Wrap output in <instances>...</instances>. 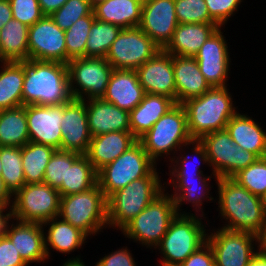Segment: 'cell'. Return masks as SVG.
<instances>
[{
    "mask_svg": "<svg viewBox=\"0 0 266 266\" xmlns=\"http://www.w3.org/2000/svg\"><path fill=\"white\" fill-rule=\"evenodd\" d=\"M178 24L174 0H143L139 28L160 49L171 41Z\"/></svg>",
    "mask_w": 266,
    "mask_h": 266,
    "instance_id": "e0dca14e",
    "label": "cell"
},
{
    "mask_svg": "<svg viewBox=\"0 0 266 266\" xmlns=\"http://www.w3.org/2000/svg\"><path fill=\"white\" fill-rule=\"evenodd\" d=\"M137 141L138 139L130 131H114L93 136L89 150L85 155L98 172L104 166L116 160Z\"/></svg>",
    "mask_w": 266,
    "mask_h": 266,
    "instance_id": "cb8c5ba5",
    "label": "cell"
},
{
    "mask_svg": "<svg viewBox=\"0 0 266 266\" xmlns=\"http://www.w3.org/2000/svg\"><path fill=\"white\" fill-rule=\"evenodd\" d=\"M145 91L135 70L114 69L102 97L122 110L131 112L143 100Z\"/></svg>",
    "mask_w": 266,
    "mask_h": 266,
    "instance_id": "7402d4cb",
    "label": "cell"
},
{
    "mask_svg": "<svg viewBox=\"0 0 266 266\" xmlns=\"http://www.w3.org/2000/svg\"><path fill=\"white\" fill-rule=\"evenodd\" d=\"M86 101L88 126L92 137L114 131H130L128 111L103 98Z\"/></svg>",
    "mask_w": 266,
    "mask_h": 266,
    "instance_id": "603a6c76",
    "label": "cell"
},
{
    "mask_svg": "<svg viewBox=\"0 0 266 266\" xmlns=\"http://www.w3.org/2000/svg\"><path fill=\"white\" fill-rule=\"evenodd\" d=\"M135 71L145 93L164 95L176 102L173 55L160 49Z\"/></svg>",
    "mask_w": 266,
    "mask_h": 266,
    "instance_id": "d6986e66",
    "label": "cell"
},
{
    "mask_svg": "<svg viewBox=\"0 0 266 266\" xmlns=\"http://www.w3.org/2000/svg\"><path fill=\"white\" fill-rule=\"evenodd\" d=\"M29 27L11 19L0 30V62L28 60Z\"/></svg>",
    "mask_w": 266,
    "mask_h": 266,
    "instance_id": "d6a6232c",
    "label": "cell"
},
{
    "mask_svg": "<svg viewBox=\"0 0 266 266\" xmlns=\"http://www.w3.org/2000/svg\"><path fill=\"white\" fill-rule=\"evenodd\" d=\"M157 166L146 176L132 181L107 198L108 227L122 230L167 187ZM166 186H165V185Z\"/></svg>",
    "mask_w": 266,
    "mask_h": 266,
    "instance_id": "277c9868",
    "label": "cell"
},
{
    "mask_svg": "<svg viewBox=\"0 0 266 266\" xmlns=\"http://www.w3.org/2000/svg\"><path fill=\"white\" fill-rule=\"evenodd\" d=\"M28 59L67 64L65 31L50 16L29 27Z\"/></svg>",
    "mask_w": 266,
    "mask_h": 266,
    "instance_id": "9a60e30c",
    "label": "cell"
},
{
    "mask_svg": "<svg viewBox=\"0 0 266 266\" xmlns=\"http://www.w3.org/2000/svg\"><path fill=\"white\" fill-rule=\"evenodd\" d=\"M61 134L60 150L87 153L92 135L88 126L86 101L72 98L64 103Z\"/></svg>",
    "mask_w": 266,
    "mask_h": 266,
    "instance_id": "ffe728a7",
    "label": "cell"
},
{
    "mask_svg": "<svg viewBox=\"0 0 266 266\" xmlns=\"http://www.w3.org/2000/svg\"><path fill=\"white\" fill-rule=\"evenodd\" d=\"M233 142L241 149L254 153L262 158L265 152L266 131L247 114L239 111L226 125Z\"/></svg>",
    "mask_w": 266,
    "mask_h": 266,
    "instance_id": "4dcf8cb0",
    "label": "cell"
},
{
    "mask_svg": "<svg viewBox=\"0 0 266 266\" xmlns=\"http://www.w3.org/2000/svg\"><path fill=\"white\" fill-rule=\"evenodd\" d=\"M231 178L253 195L262 197L266 191V161L258 158L253 164L239 170Z\"/></svg>",
    "mask_w": 266,
    "mask_h": 266,
    "instance_id": "b9f144b4",
    "label": "cell"
},
{
    "mask_svg": "<svg viewBox=\"0 0 266 266\" xmlns=\"http://www.w3.org/2000/svg\"><path fill=\"white\" fill-rule=\"evenodd\" d=\"M156 166L142 144L137 141L116 160L97 172L98 185L108 198L132 181L146 177Z\"/></svg>",
    "mask_w": 266,
    "mask_h": 266,
    "instance_id": "9c48e42d",
    "label": "cell"
},
{
    "mask_svg": "<svg viewBox=\"0 0 266 266\" xmlns=\"http://www.w3.org/2000/svg\"><path fill=\"white\" fill-rule=\"evenodd\" d=\"M82 154L74 151L56 149L46 166L43 182L59 189L67 185L68 164H73Z\"/></svg>",
    "mask_w": 266,
    "mask_h": 266,
    "instance_id": "ab89813d",
    "label": "cell"
},
{
    "mask_svg": "<svg viewBox=\"0 0 266 266\" xmlns=\"http://www.w3.org/2000/svg\"><path fill=\"white\" fill-rule=\"evenodd\" d=\"M67 66L73 99L86 101L104 96L114 70L105 58H76L70 60Z\"/></svg>",
    "mask_w": 266,
    "mask_h": 266,
    "instance_id": "8fae6325",
    "label": "cell"
},
{
    "mask_svg": "<svg viewBox=\"0 0 266 266\" xmlns=\"http://www.w3.org/2000/svg\"><path fill=\"white\" fill-rule=\"evenodd\" d=\"M63 114L64 103L50 106L26 105L30 141L60 149Z\"/></svg>",
    "mask_w": 266,
    "mask_h": 266,
    "instance_id": "ac0fdd59",
    "label": "cell"
},
{
    "mask_svg": "<svg viewBox=\"0 0 266 266\" xmlns=\"http://www.w3.org/2000/svg\"><path fill=\"white\" fill-rule=\"evenodd\" d=\"M159 50L139 27L125 28L111 44L105 59L113 69L136 70Z\"/></svg>",
    "mask_w": 266,
    "mask_h": 266,
    "instance_id": "5bb4252c",
    "label": "cell"
},
{
    "mask_svg": "<svg viewBox=\"0 0 266 266\" xmlns=\"http://www.w3.org/2000/svg\"><path fill=\"white\" fill-rule=\"evenodd\" d=\"M222 27H219L194 56L199 70L211 87L227 86L230 73V53ZM229 71V72H228ZM227 80V81H226Z\"/></svg>",
    "mask_w": 266,
    "mask_h": 266,
    "instance_id": "2e32d148",
    "label": "cell"
},
{
    "mask_svg": "<svg viewBox=\"0 0 266 266\" xmlns=\"http://www.w3.org/2000/svg\"><path fill=\"white\" fill-rule=\"evenodd\" d=\"M261 201H262V203H263L264 211H265V214H266V191H265V193L262 195V197H261Z\"/></svg>",
    "mask_w": 266,
    "mask_h": 266,
    "instance_id": "6f0895ef",
    "label": "cell"
},
{
    "mask_svg": "<svg viewBox=\"0 0 266 266\" xmlns=\"http://www.w3.org/2000/svg\"><path fill=\"white\" fill-rule=\"evenodd\" d=\"M48 225V230H45V252L47 258L50 259V250H56L65 254H70L77 249H81L83 244L87 242L88 236L79 228L72 226L69 222L64 221L59 216L47 220L42 226Z\"/></svg>",
    "mask_w": 266,
    "mask_h": 266,
    "instance_id": "f546056e",
    "label": "cell"
},
{
    "mask_svg": "<svg viewBox=\"0 0 266 266\" xmlns=\"http://www.w3.org/2000/svg\"><path fill=\"white\" fill-rule=\"evenodd\" d=\"M55 148L29 141L21 147L22 167L26 184L43 183L46 166Z\"/></svg>",
    "mask_w": 266,
    "mask_h": 266,
    "instance_id": "e575fe53",
    "label": "cell"
},
{
    "mask_svg": "<svg viewBox=\"0 0 266 266\" xmlns=\"http://www.w3.org/2000/svg\"><path fill=\"white\" fill-rule=\"evenodd\" d=\"M143 0H99L93 4L95 18L122 29L139 27Z\"/></svg>",
    "mask_w": 266,
    "mask_h": 266,
    "instance_id": "f1b7e54d",
    "label": "cell"
},
{
    "mask_svg": "<svg viewBox=\"0 0 266 266\" xmlns=\"http://www.w3.org/2000/svg\"><path fill=\"white\" fill-rule=\"evenodd\" d=\"M30 141L26 105L0 110V147H22Z\"/></svg>",
    "mask_w": 266,
    "mask_h": 266,
    "instance_id": "836d02e7",
    "label": "cell"
},
{
    "mask_svg": "<svg viewBox=\"0 0 266 266\" xmlns=\"http://www.w3.org/2000/svg\"><path fill=\"white\" fill-rule=\"evenodd\" d=\"M98 184L97 171L82 154L73 164H68L67 185H61V196L86 192Z\"/></svg>",
    "mask_w": 266,
    "mask_h": 266,
    "instance_id": "d590c367",
    "label": "cell"
},
{
    "mask_svg": "<svg viewBox=\"0 0 266 266\" xmlns=\"http://www.w3.org/2000/svg\"><path fill=\"white\" fill-rule=\"evenodd\" d=\"M219 27L217 23L178 24L171 41L163 50L171 55L194 57Z\"/></svg>",
    "mask_w": 266,
    "mask_h": 266,
    "instance_id": "4316f807",
    "label": "cell"
},
{
    "mask_svg": "<svg viewBox=\"0 0 266 266\" xmlns=\"http://www.w3.org/2000/svg\"><path fill=\"white\" fill-rule=\"evenodd\" d=\"M262 247L266 250V234H265V236L262 238Z\"/></svg>",
    "mask_w": 266,
    "mask_h": 266,
    "instance_id": "680465c9",
    "label": "cell"
},
{
    "mask_svg": "<svg viewBox=\"0 0 266 266\" xmlns=\"http://www.w3.org/2000/svg\"><path fill=\"white\" fill-rule=\"evenodd\" d=\"M173 70L177 104L201 96L211 88L194 57L173 55Z\"/></svg>",
    "mask_w": 266,
    "mask_h": 266,
    "instance_id": "484cf974",
    "label": "cell"
},
{
    "mask_svg": "<svg viewBox=\"0 0 266 266\" xmlns=\"http://www.w3.org/2000/svg\"><path fill=\"white\" fill-rule=\"evenodd\" d=\"M262 158L266 161V145H265V152Z\"/></svg>",
    "mask_w": 266,
    "mask_h": 266,
    "instance_id": "91938a15",
    "label": "cell"
},
{
    "mask_svg": "<svg viewBox=\"0 0 266 266\" xmlns=\"http://www.w3.org/2000/svg\"><path fill=\"white\" fill-rule=\"evenodd\" d=\"M12 9L9 0H0V30L6 25L11 19Z\"/></svg>",
    "mask_w": 266,
    "mask_h": 266,
    "instance_id": "816d5d0a",
    "label": "cell"
},
{
    "mask_svg": "<svg viewBox=\"0 0 266 266\" xmlns=\"http://www.w3.org/2000/svg\"><path fill=\"white\" fill-rule=\"evenodd\" d=\"M44 230L42 224L22 222L9 217L3 234L15 245L20 256L29 265L35 262L45 263L44 260L48 259L45 252Z\"/></svg>",
    "mask_w": 266,
    "mask_h": 266,
    "instance_id": "44dd1931",
    "label": "cell"
},
{
    "mask_svg": "<svg viewBox=\"0 0 266 266\" xmlns=\"http://www.w3.org/2000/svg\"><path fill=\"white\" fill-rule=\"evenodd\" d=\"M214 181L218 187L217 209L220 218L226 220L221 228L250 232L263 238L266 234V214L261 197L253 195L231 177Z\"/></svg>",
    "mask_w": 266,
    "mask_h": 266,
    "instance_id": "6da1fadb",
    "label": "cell"
},
{
    "mask_svg": "<svg viewBox=\"0 0 266 266\" xmlns=\"http://www.w3.org/2000/svg\"><path fill=\"white\" fill-rule=\"evenodd\" d=\"M179 24L216 23L207 9L205 0H174Z\"/></svg>",
    "mask_w": 266,
    "mask_h": 266,
    "instance_id": "ee69618b",
    "label": "cell"
},
{
    "mask_svg": "<svg viewBox=\"0 0 266 266\" xmlns=\"http://www.w3.org/2000/svg\"><path fill=\"white\" fill-rule=\"evenodd\" d=\"M23 105H60L72 99L68 66L60 62L24 61Z\"/></svg>",
    "mask_w": 266,
    "mask_h": 266,
    "instance_id": "7a4b0ae2",
    "label": "cell"
},
{
    "mask_svg": "<svg viewBox=\"0 0 266 266\" xmlns=\"http://www.w3.org/2000/svg\"><path fill=\"white\" fill-rule=\"evenodd\" d=\"M94 20L95 15L92 12L90 15L78 19L65 31L67 63L72 59L85 57L86 42Z\"/></svg>",
    "mask_w": 266,
    "mask_h": 266,
    "instance_id": "f35d334b",
    "label": "cell"
},
{
    "mask_svg": "<svg viewBox=\"0 0 266 266\" xmlns=\"http://www.w3.org/2000/svg\"><path fill=\"white\" fill-rule=\"evenodd\" d=\"M13 195L6 188L4 181L0 175V202L3 203L9 210L12 205Z\"/></svg>",
    "mask_w": 266,
    "mask_h": 266,
    "instance_id": "f5cc1de1",
    "label": "cell"
},
{
    "mask_svg": "<svg viewBox=\"0 0 266 266\" xmlns=\"http://www.w3.org/2000/svg\"><path fill=\"white\" fill-rule=\"evenodd\" d=\"M0 160L2 162L1 177L6 188L14 195L26 183L22 167L20 147H0Z\"/></svg>",
    "mask_w": 266,
    "mask_h": 266,
    "instance_id": "74e56055",
    "label": "cell"
},
{
    "mask_svg": "<svg viewBox=\"0 0 266 266\" xmlns=\"http://www.w3.org/2000/svg\"><path fill=\"white\" fill-rule=\"evenodd\" d=\"M58 216L88 237L95 236L108 227L107 198L98 184L86 192L61 196Z\"/></svg>",
    "mask_w": 266,
    "mask_h": 266,
    "instance_id": "52a82bcc",
    "label": "cell"
},
{
    "mask_svg": "<svg viewBox=\"0 0 266 266\" xmlns=\"http://www.w3.org/2000/svg\"><path fill=\"white\" fill-rule=\"evenodd\" d=\"M176 104L167 96L145 93L140 104L129 112L130 132L139 139Z\"/></svg>",
    "mask_w": 266,
    "mask_h": 266,
    "instance_id": "83f0119b",
    "label": "cell"
},
{
    "mask_svg": "<svg viewBox=\"0 0 266 266\" xmlns=\"http://www.w3.org/2000/svg\"><path fill=\"white\" fill-rule=\"evenodd\" d=\"M212 231L207 235V242L213 250L215 266H248L262 247V238L250 232L224 228Z\"/></svg>",
    "mask_w": 266,
    "mask_h": 266,
    "instance_id": "4fadbf2b",
    "label": "cell"
},
{
    "mask_svg": "<svg viewBox=\"0 0 266 266\" xmlns=\"http://www.w3.org/2000/svg\"><path fill=\"white\" fill-rule=\"evenodd\" d=\"M132 253L128 250L127 246L122 247L116 251H112L100 258L95 266H137Z\"/></svg>",
    "mask_w": 266,
    "mask_h": 266,
    "instance_id": "c3c4849f",
    "label": "cell"
},
{
    "mask_svg": "<svg viewBox=\"0 0 266 266\" xmlns=\"http://www.w3.org/2000/svg\"><path fill=\"white\" fill-rule=\"evenodd\" d=\"M202 217L200 214H177L155 248L159 249L162 257L160 266H180L207 242V226Z\"/></svg>",
    "mask_w": 266,
    "mask_h": 266,
    "instance_id": "5b68a950",
    "label": "cell"
},
{
    "mask_svg": "<svg viewBox=\"0 0 266 266\" xmlns=\"http://www.w3.org/2000/svg\"><path fill=\"white\" fill-rule=\"evenodd\" d=\"M138 141L156 165L161 156L176 155L178 151H181L180 148H184V146L185 149L187 147L189 150L193 139L188 132L187 114L183 105L176 104Z\"/></svg>",
    "mask_w": 266,
    "mask_h": 266,
    "instance_id": "8992f818",
    "label": "cell"
},
{
    "mask_svg": "<svg viewBox=\"0 0 266 266\" xmlns=\"http://www.w3.org/2000/svg\"><path fill=\"white\" fill-rule=\"evenodd\" d=\"M191 145L193 146L191 148V150H193L192 151L193 154H196V155H194V158H195V156H197L198 157L197 159L200 160L199 163H201V161H202L203 165L206 164L207 166L210 167L205 148L200 143V141L199 140H193L191 142ZM180 149L182 151L179 152L180 153L179 156H176V155L172 156V157L169 156V159L171 158L169 160V162L172 163L171 166H168V167H170L169 168L170 169L169 175L170 176H204L203 171L200 169V166H199L201 164L198 163L199 165H197V166L196 165L194 166L193 163L190 164L189 163V154L187 155V153H183L185 151H184V149H182V147ZM188 164L190 165V167H192V165H193V167L190 168ZM171 168H172V170H171Z\"/></svg>",
    "mask_w": 266,
    "mask_h": 266,
    "instance_id": "60d3db41",
    "label": "cell"
},
{
    "mask_svg": "<svg viewBox=\"0 0 266 266\" xmlns=\"http://www.w3.org/2000/svg\"><path fill=\"white\" fill-rule=\"evenodd\" d=\"M68 0H38L39 6L45 16L52 15L61 8Z\"/></svg>",
    "mask_w": 266,
    "mask_h": 266,
    "instance_id": "f907efd6",
    "label": "cell"
},
{
    "mask_svg": "<svg viewBox=\"0 0 266 266\" xmlns=\"http://www.w3.org/2000/svg\"><path fill=\"white\" fill-rule=\"evenodd\" d=\"M180 266H215L213 250L208 242L193 252Z\"/></svg>",
    "mask_w": 266,
    "mask_h": 266,
    "instance_id": "681fc988",
    "label": "cell"
},
{
    "mask_svg": "<svg viewBox=\"0 0 266 266\" xmlns=\"http://www.w3.org/2000/svg\"><path fill=\"white\" fill-rule=\"evenodd\" d=\"M0 63V110L23 106L24 61Z\"/></svg>",
    "mask_w": 266,
    "mask_h": 266,
    "instance_id": "1f68e13d",
    "label": "cell"
},
{
    "mask_svg": "<svg viewBox=\"0 0 266 266\" xmlns=\"http://www.w3.org/2000/svg\"><path fill=\"white\" fill-rule=\"evenodd\" d=\"M0 266H29L3 233L0 234Z\"/></svg>",
    "mask_w": 266,
    "mask_h": 266,
    "instance_id": "7dc6e473",
    "label": "cell"
},
{
    "mask_svg": "<svg viewBox=\"0 0 266 266\" xmlns=\"http://www.w3.org/2000/svg\"><path fill=\"white\" fill-rule=\"evenodd\" d=\"M243 0H205L210 17L220 26H225L231 16L238 12Z\"/></svg>",
    "mask_w": 266,
    "mask_h": 266,
    "instance_id": "bcb514c9",
    "label": "cell"
},
{
    "mask_svg": "<svg viewBox=\"0 0 266 266\" xmlns=\"http://www.w3.org/2000/svg\"><path fill=\"white\" fill-rule=\"evenodd\" d=\"M164 190L121 231L147 248H156L166 234L171 221L177 216L174 199Z\"/></svg>",
    "mask_w": 266,
    "mask_h": 266,
    "instance_id": "ba28073f",
    "label": "cell"
},
{
    "mask_svg": "<svg viewBox=\"0 0 266 266\" xmlns=\"http://www.w3.org/2000/svg\"><path fill=\"white\" fill-rule=\"evenodd\" d=\"M1 171H2V162L0 160V175H1Z\"/></svg>",
    "mask_w": 266,
    "mask_h": 266,
    "instance_id": "94428289",
    "label": "cell"
},
{
    "mask_svg": "<svg viewBox=\"0 0 266 266\" xmlns=\"http://www.w3.org/2000/svg\"><path fill=\"white\" fill-rule=\"evenodd\" d=\"M248 266H266V250L263 247L250 260Z\"/></svg>",
    "mask_w": 266,
    "mask_h": 266,
    "instance_id": "db71d44e",
    "label": "cell"
},
{
    "mask_svg": "<svg viewBox=\"0 0 266 266\" xmlns=\"http://www.w3.org/2000/svg\"><path fill=\"white\" fill-rule=\"evenodd\" d=\"M122 28L95 18L86 42L85 57L105 58Z\"/></svg>",
    "mask_w": 266,
    "mask_h": 266,
    "instance_id": "8d00e7d4",
    "label": "cell"
},
{
    "mask_svg": "<svg viewBox=\"0 0 266 266\" xmlns=\"http://www.w3.org/2000/svg\"><path fill=\"white\" fill-rule=\"evenodd\" d=\"M227 86L211 87L201 96L182 103L187 114V128L193 140L215 131L226 129L227 123L237 113Z\"/></svg>",
    "mask_w": 266,
    "mask_h": 266,
    "instance_id": "3957f363",
    "label": "cell"
},
{
    "mask_svg": "<svg viewBox=\"0 0 266 266\" xmlns=\"http://www.w3.org/2000/svg\"><path fill=\"white\" fill-rule=\"evenodd\" d=\"M9 212L10 211H8V208L3 203L0 202V234L3 233L5 223L7 219L10 217Z\"/></svg>",
    "mask_w": 266,
    "mask_h": 266,
    "instance_id": "11a10c76",
    "label": "cell"
},
{
    "mask_svg": "<svg viewBox=\"0 0 266 266\" xmlns=\"http://www.w3.org/2000/svg\"><path fill=\"white\" fill-rule=\"evenodd\" d=\"M13 19L19 20L28 27L42 19L43 14L38 0H9Z\"/></svg>",
    "mask_w": 266,
    "mask_h": 266,
    "instance_id": "f6af8a7d",
    "label": "cell"
},
{
    "mask_svg": "<svg viewBox=\"0 0 266 266\" xmlns=\"http://www.w3.org/2000/svg\"><path fill=\"white\" fill-rule=\"evenodd\" d=\"M93 12V3L90 0H68L50 17L63 31L68 30L78 19Z\"/></svg>",
    "mask_w": 266,
    "mask_h": 266,
    "instance_id": "7bdbcfd3",
    "label": "cell"
},
{
    "mask_svg": "<svg viewBox=\"0 0 266 266\" xmlns=\"http://www.w3.org/2000/svg\"><path fill=\"white\" fill-rule=\"evenodd\" d=\"M62 266H88L85 264V262H83L80 258V255L76 256L75 258H69L67 261H65V263H63Z\"/></svg>",
    "mask_w": 266,
    "mask_h": 266,
    "instance_id": "9f6ffc18",
    "label": "cell"
},
{
    "mask_svg": "<svg viewBox=\"0 0 266 266\" xmlns=\"http://www.w3.org/2000/svg\"><path fill=\"white\" fill-rule=\"evenodd\" d=\"M212 175L216 180L218 179V177L213 173L209 176H205V174L204 176H171L173 178H170L168 186L172 185L171 187H174V194L171 193L170 195L174 199L178 214H193L191 212L185 213V211L180 212L181 205L185 202L188 204L189 202L192 204L193 208L195 207L196 212L194 214L198 215V213L201 212L200 215L206 219L202 205L204 204L203 201L205 202V199L206 201L210 200V202L214 200V198L209 194V191L211 190L210 188H212L209 184ZM195 179L198 181H195ZM207 198L209 199L207 200Z\"/></svg>",
    "mask_w": 266,
    "mask_h": 266,
    "instance_id": "d4e9b609",
    "label": "cell"
},
{
    "mask_svg": "<svg viewBox=\"0 0 266 266\" xmlns=\"http://www.w3.org/2000/svg\"><path fill=\"white\" fill-rule=\"evenodd\" d=\"M13 197L9 213L14 220L43 224L59 215L61 195L44 182L25 184Z\"/></svg>",
    "mask_w": 266,
    "mask_h": 266,
    "instance_id": "30bf717a",
    "label": "cell"
},
{
    "mask_svg": "<svg viewBox=\"0 0 266 266\" xmlns=\"http://www.w3.org/2000/svg\"><path fill=\"white\" fill-rule=\"evenodd\" d=\"M93 4L96 2V1H99V0H90Z\"/></svg>",
    "mask_w": 266,
    "mask_h": 266,
    "instance_id": "6125c7cd",
    "label": "cell"
},
{
    "mask_svg": "<svg viewBox=\"0 0 266 266\" xmlns=\"http://www.w3.org/2000/svg\"><path fill=\"white\" fill-rule=\"evenodd\" d=\"M199 141L205 148L212 173L218 178L232 177L258 159L254 153L237 146L226 129L208 133Z\"/></svg>",
    "mask_w": 266,
    "mask_h": 266,
    "instance_id": "7c38bea8",
    "label": "cell"
}]
</instances>
